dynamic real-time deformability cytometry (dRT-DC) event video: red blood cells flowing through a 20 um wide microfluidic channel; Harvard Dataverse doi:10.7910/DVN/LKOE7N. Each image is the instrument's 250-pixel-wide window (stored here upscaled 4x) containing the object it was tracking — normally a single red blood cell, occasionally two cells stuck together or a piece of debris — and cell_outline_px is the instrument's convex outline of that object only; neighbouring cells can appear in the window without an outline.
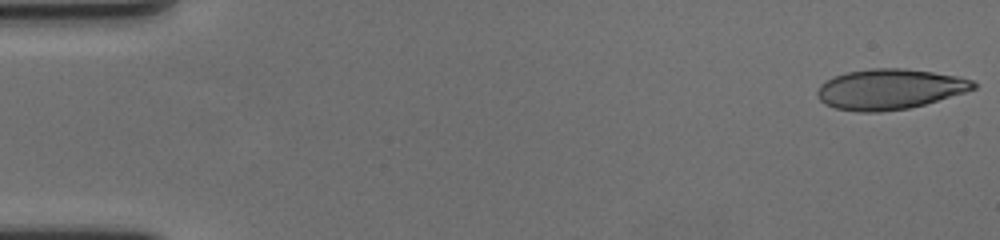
{"species": "human", "species_latin": "Homo sapiens", "temperature_condition": "cold", "stored_images_in_passage": 59, "camera_frame_rate_fps": 3000, "um_per_image_px": 0.085, "donor": {"sex": "female"}, "frame": {"image": 1, "passage_image": 1, "time_ms": 0.0, "image_size_px": [1000, 240], "cell_outline_px": [[976, 88], [964, 92], [924, 104], [908, 108], [880, 112], [860, 112], [836, 108], [824, 104], [816, 96], [816, 92], [820, 84], [832, 76], [848, 72], [872, 68], [904, 68], [960, 76], [972, 80], [976, 84]], "centroid_in_image_um": [75.58, 7.57], "position_along_channel_um": 9.4, "area_um2": 36.7}}
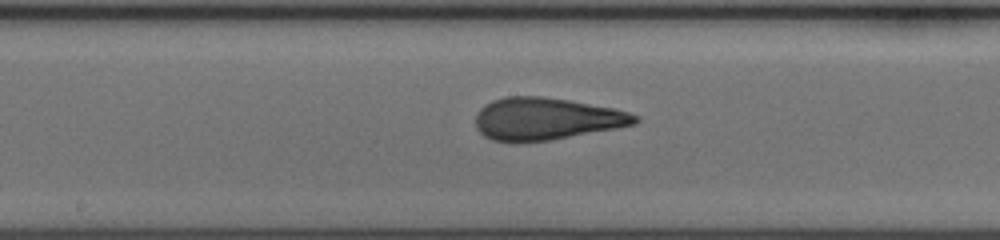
{"frame": {"image": 2, "passage_image": 31, "time_ms": 10.0, "image_size_px": [1000, 240], "cell_outline_px": [[640, 120], [636, 124], [616, 128], [548, 140], [516, 144], [508, 144], [492, 140], [484, 136], [476, 128], [476, 112], [484, 104], [492, 100], [504, 96], [544, 96], [616, 108], [640, 116]], "centroid_in_image_um": [46.38, 10.11], "position_along_channel_um": 201.8, "area_um2": 39.88}}
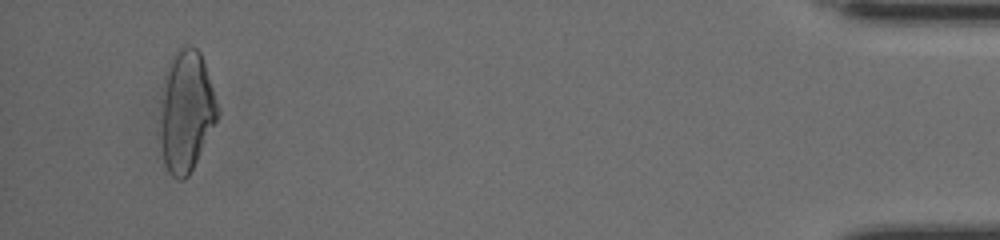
{"frame": {"image": 3, "passage_image": 56, "time_ms": 18.333, "image_size_px": [1000, 240], "cell_outline_px": [[220, 112], [188, 176], [184, 180], [176, 180], [168, 172], [164, 164], [160, 140], [160, 120], [164, 76], [172, 52], [180, 44], [188, 44], [196, 48], [200, 52]], "centroid_in_image_um": [15.79, 9.41], "position_along_channel_um": 419.4, "area_um2": 40.46}, "authors_computed_cell_mechanics": {"area_um2": 38.6104, "velocity_mm_per_s": 3.524, "shape_relaxation_time_tau1_ms": 7.127, "shape_relaxation_time_tau2_ms": 1.2064, "deformation_change_tau1": 0.2295, "deformation_change_tau2": 0.1026}}